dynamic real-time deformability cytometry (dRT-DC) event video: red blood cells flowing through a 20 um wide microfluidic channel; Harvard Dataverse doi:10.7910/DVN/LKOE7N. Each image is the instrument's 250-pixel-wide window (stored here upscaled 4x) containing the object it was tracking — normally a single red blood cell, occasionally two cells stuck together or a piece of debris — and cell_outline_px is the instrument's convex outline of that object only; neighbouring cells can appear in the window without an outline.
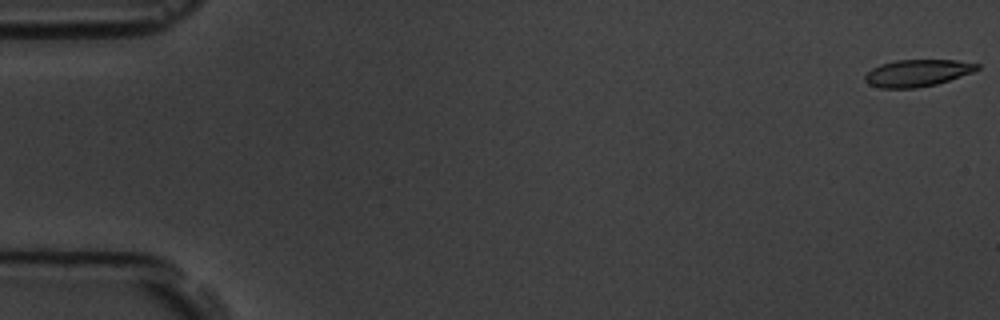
{"species": "common noctule bat (a hibernating species)", "species_latin": "Nyctalus noctula", "temperature_condition": "room temperature", "stored_images_in_passage": 6, "camera_frame_rate_fps": 3000, "um_per_image_px": 0.085, "animal": {"sex": "male", "body_mass_g": 19.5, "forearm_length_mm": 54.6}, "frame": {"image": 1, "passage_image": 1, "time_ms": 0.0, "image_size_px": [1000, 320], "cell_outline_px": [[980, 68], [972, 72], [936, 84], [916, 88], [880, 88], [868, 84], [864, 80], [864, 76], [872, 68], [880, 64], [896, 60], [956, 60], [980, 64]], "centroid_in_image_um": [77.95, 6.2], "position_along_channel_um": 7.1, "area_um2": 17.57}}
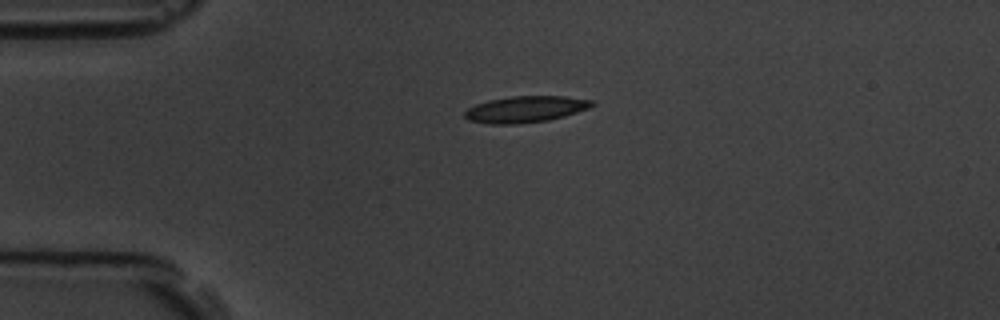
{"frame": {"image": 2, "passage_image": 5, "time_ms": 4.333, "image_size_px": [1000, 320], "cell_outline_px": [[596, 104], [588, 108], [564, 116], [548, 120], [516, 124], [488, 124], [468, 120], [464, 116], [464, 112], [468, 108], [476, 104], [488, 100], [512, 96], [564, 96], [596, 100]], "centroid_in_image_um": [44.67, 9.28], "position_along_channel_um": 40.3, "area_um2": 19.65}}